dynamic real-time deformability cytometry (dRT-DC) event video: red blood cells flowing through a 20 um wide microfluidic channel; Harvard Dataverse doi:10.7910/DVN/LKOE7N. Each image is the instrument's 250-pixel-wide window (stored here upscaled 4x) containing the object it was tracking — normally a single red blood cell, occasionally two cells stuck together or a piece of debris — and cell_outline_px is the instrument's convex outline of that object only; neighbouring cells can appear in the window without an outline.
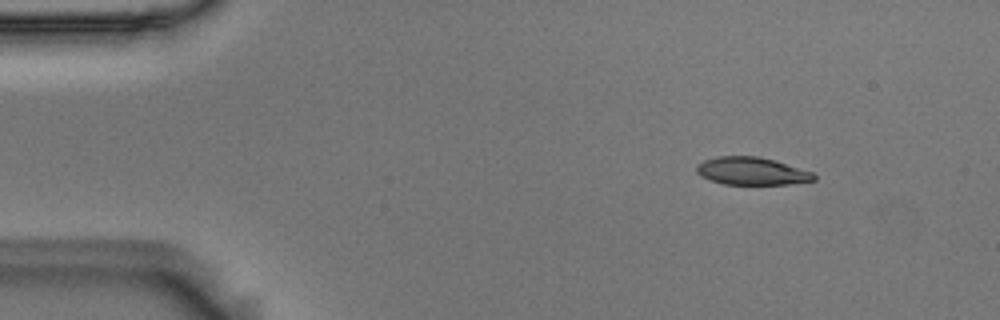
{"species": "Egyptian fruit bat (a non-hibernating species)", "species_latin": "Rousettus aegyptiacus", "temperature_condition": "room temperature", "stored_images_in_passage": 3, "camera_frame_rate_fps": 3000, "um_per_image_px": 0.085, "animal": {"sex": "male"}, "frame": {"image": 1, "passage_image": 1, "time_ms": 0.0, "image_size_px": [1000, 320], "cell_outline_px": [[816, 180], [788, 184], [724, 184], [700, 176], [696, 172], [696, 164], [704, 160], [716, 156], [760, 156], [812, 172], [816, 176]], "centroid_in_image_um": [63.86, 14.54], "position_along_channel_um": 21.1, "area_um2": 18.84}}